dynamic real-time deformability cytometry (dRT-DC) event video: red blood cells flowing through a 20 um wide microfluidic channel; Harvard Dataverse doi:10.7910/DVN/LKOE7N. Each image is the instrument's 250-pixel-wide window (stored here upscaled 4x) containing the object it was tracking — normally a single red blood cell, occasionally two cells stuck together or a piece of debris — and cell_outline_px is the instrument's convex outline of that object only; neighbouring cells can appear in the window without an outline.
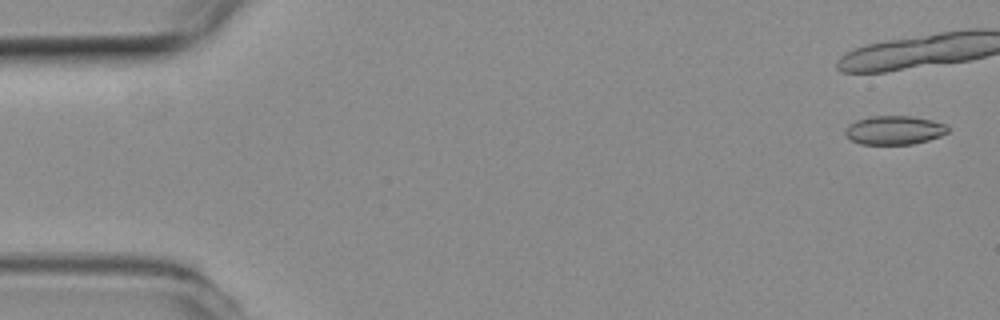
{"species": "common noctule bat (a hibernating species)", "species_latin": "Nyctalus noctula", "temperature_condition": "room temperature", "stored_images_in_passage": 11, "camera_frame_rate_fps": 3000, "um_per_image_px": 0.085, "animal": {"sex": "female", "body_mass_g": 19.3, "forearm_length_mm": 54.1}, "frame": {"image": 1, "passage_image": 2, "time_ms": 0.333, "image_size_px": [1000, 320], "cell_outline_px": [[948, 132], [940, 136], [928, 140], [912, 144], [860, 144], [844, 136], [844, 128], [848, 124], [856, 120], [868, 116], [912, 116], [932, 120], [948, 124]], "centroid_in_image_um": [75.98, 11.05], "position_along_channel_um": 9.0, "area_um2": 17.46}}